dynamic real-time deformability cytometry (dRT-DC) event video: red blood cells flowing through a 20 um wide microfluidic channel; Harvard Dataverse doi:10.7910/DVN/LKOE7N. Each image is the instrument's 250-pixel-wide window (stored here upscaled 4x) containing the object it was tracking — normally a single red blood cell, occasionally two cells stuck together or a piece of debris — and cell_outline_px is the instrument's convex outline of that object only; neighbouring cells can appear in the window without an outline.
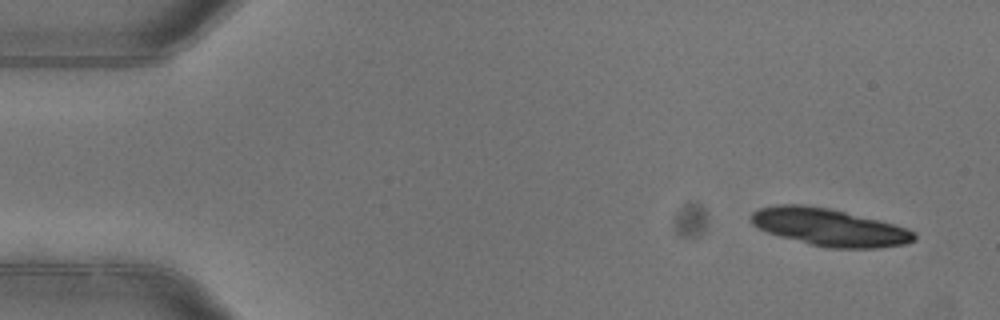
{"species": "common noctule bat (a hibernating species)", "species_latin": "Nyctalus noctula", "temperature_condition": "warm", "stored_images_in_passage": 5, "camera_frame_rate_fps": 3000, "um_per_image_px": 0.085, "animal": {"sex": "female"}, "frame": {"image": 1, "passage_image": 1, "time_ms": 0.0, "image_size_px": [1000, 320], "cell_outline_px": [[916, 240], [908, 244], [880, 248], [828, 248], [780, 236], [768, 232], [752, 224], [748, 220], [752, 212], [760, 208], [776, 204], [804, 204], [828, 208], [880, 220], [908, 228], [916, 232]], "centroid_in_image_um": [70.52, 19.31], "position_along_channel_um": 14.5, "area_um2": 35.72}}
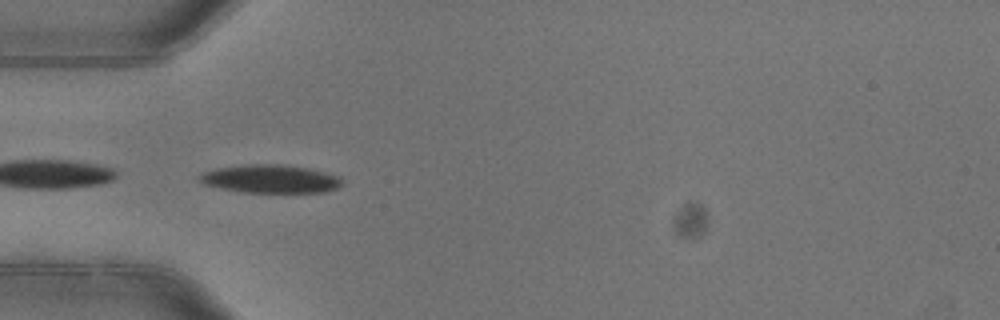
{"frame": {"image": 2, "passage_image": 4, "time_ms": 1.0, "image_size_px": [1000, 320], "cell_outline_px": [[344, 184], [336, 188], [324, 192], [240, 192], [220, 188], [204, 184], [196, 176], [204, 172], [216, 168], [248, 164], [284, 164], [308, 168], [340, 176], [344, 180]], "centroid_in_image_um": [23.0, 15.2], "position_along_channel_um": 62.0, "area_um2": 23.58}}